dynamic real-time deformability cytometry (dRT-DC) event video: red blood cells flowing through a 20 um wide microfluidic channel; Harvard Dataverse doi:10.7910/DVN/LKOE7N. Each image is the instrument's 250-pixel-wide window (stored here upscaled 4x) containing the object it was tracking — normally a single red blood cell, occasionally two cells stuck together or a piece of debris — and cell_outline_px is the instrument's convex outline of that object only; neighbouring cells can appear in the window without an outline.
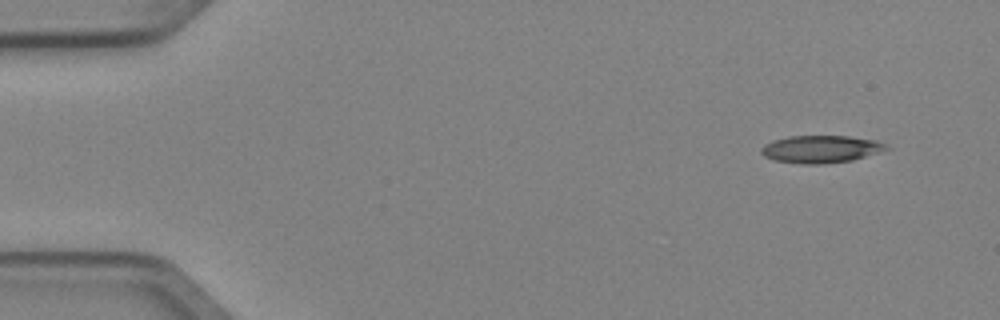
{"species": "Egyptian fruit bat (a non-hibernating species)", "species_latin": "Rousettus aegyptiacus", "temperature_condition": "cold", "stored_images_in_passage": 6, "segment_of_instrument_passage": [2, 2], "camera_frame_rate_fps": 3000, "um_per_image_px": 0.085, "animal": {"sex": "female"}, "frame": {"image": 1, "passage_image": 6, "time_ms": 1.667, "image_size_px": [1000, 320], "cell_outline_px": [[892, 148], [852, 160], [824, 164], [804, 164], [776, 160], [764, 156], [760, 152], [760, 148], [764, 144], [772, 140], [788, 136], [848, 136], [876, 140]], "centroid_in_image_um": [69.75, 12.67], "position_along_channel_um": 15.2, "area_um2": 20.0}}